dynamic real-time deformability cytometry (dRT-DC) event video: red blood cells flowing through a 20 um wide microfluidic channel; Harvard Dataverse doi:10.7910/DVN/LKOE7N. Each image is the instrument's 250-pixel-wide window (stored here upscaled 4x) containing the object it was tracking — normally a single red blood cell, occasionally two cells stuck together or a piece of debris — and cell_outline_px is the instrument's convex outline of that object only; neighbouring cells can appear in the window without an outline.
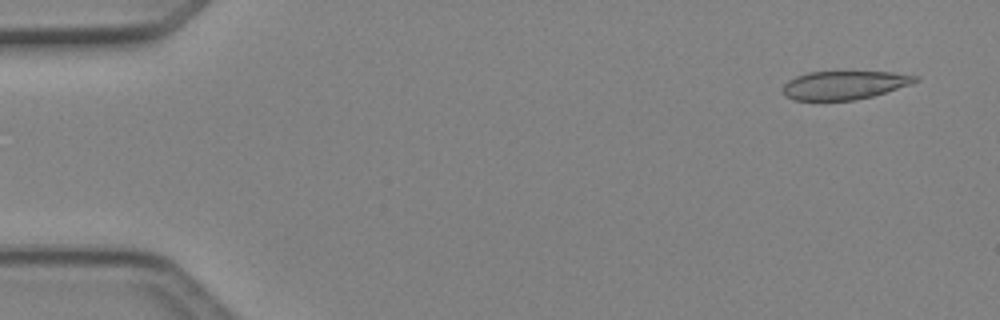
{"species": "Egyptian fruit bat (a non-hibernating species)", "species_latin": "Rousettus aegyptiacus", "temperature_condition": "cold", "stored_images_in_passage": 49, "camera_frame_rate_fps": 3000, "um_per_image_px": 0.085, "animal": {"sex": "female"}, "frame": {"image": 1, "passage_image": 3, "time_ms": 0.667, "image_size_px": [1000, 320], "cell_outline_px": [[920, 80], [912, 84], [872, 96], [852, 100], [792, 100], [784, 96], [784, 84], [788, 80], [796, 76], [808, 72], [892, 72], [920, 76]], "centroid_in_image_um": [71.78, 7.23], "position_along_channel_um": 13.2, "area_um2": 21.96}}
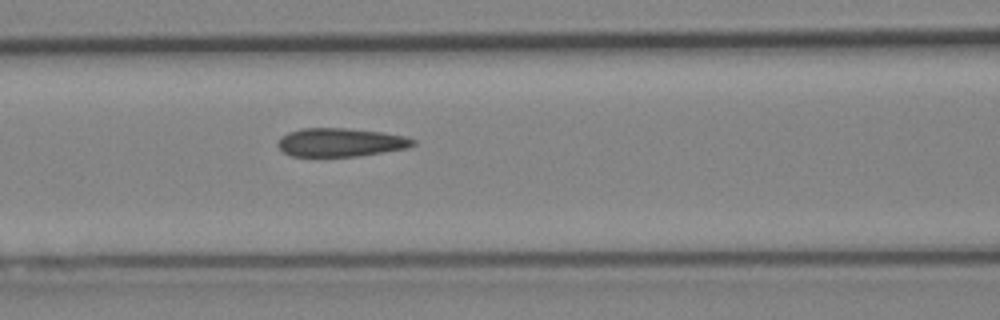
{"frame": {"image": 2, "passage_image": 21, "time_ms": 6.667, "image_size_px": [1000, 320], "cell_outline_px": [[416, 144], [408, 148], [356, 156], [292, 156], [284, 152], [276, 144], [280, 136], [288, 132], [300, 128], [344, 128], [380, 132], [404, 136], [416, 140]], "centroid_in_image_um": [28.92, 12.09], "position_along_channel_um": 137.7, "area_um2": 22.37}}
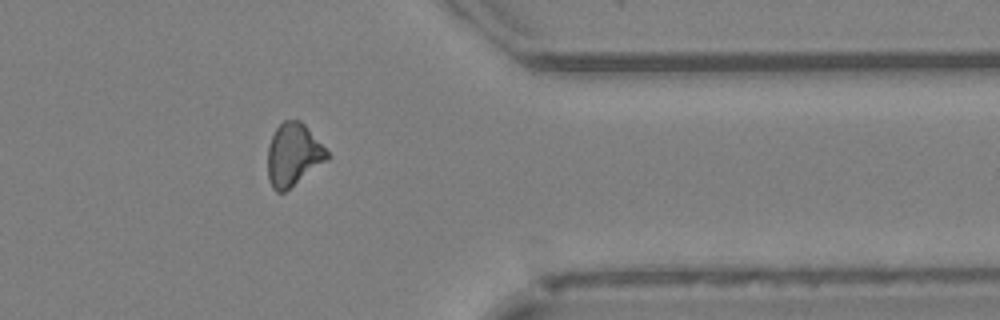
{"frame": {"image": 3, "passage_image": 40, "time_ms": 13.0, "image_size_px": [1000, 320], "cell_outline_px": [[332, 156], [328, 160], [284, 192], [276, 192], [272, 188], [268, 176], [268, 144], [276, 128], [284, 120], [300, 120], [304, 124]], "centroid_in_image_um": [24.94, 13.15], "position_along_channel_um": 386.5, "area_um2": 21.62}, "authors_computed_cell_mechanics": {"area_um2": 22.4842, "velocity_mm_per_s": 4.1309, "shape_relaxation_time_tau1_ms": null, "shape_relaxation_time_tau2_ms": 4.3086, "deformation_change_tau1": null, "deformation_change_tau2": 0.0936}}